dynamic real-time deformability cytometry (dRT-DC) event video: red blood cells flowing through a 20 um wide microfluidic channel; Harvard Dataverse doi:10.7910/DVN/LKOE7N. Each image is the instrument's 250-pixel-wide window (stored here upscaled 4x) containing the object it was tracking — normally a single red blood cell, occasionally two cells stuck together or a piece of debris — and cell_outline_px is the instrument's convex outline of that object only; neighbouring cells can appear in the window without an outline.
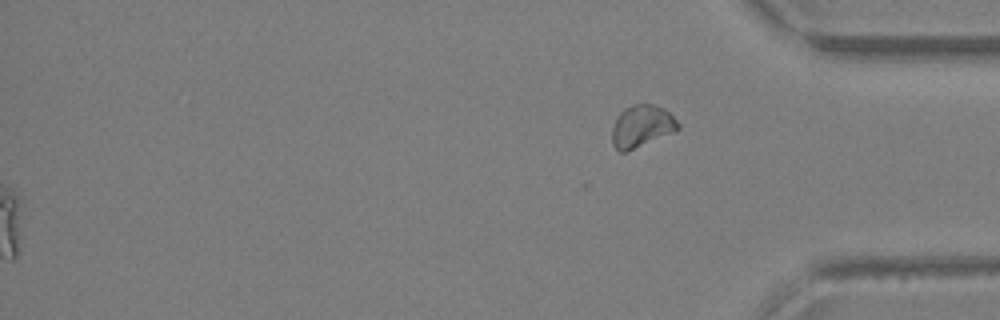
{"species": "Egyptian fruit bat (a non-hibernating species)", "species_latin": "Rousettus aegyptiacus", "temperature_condition": "warm", "stored_images_in_passage": 37, "segment_of_instrument_passage": [2, 2], "camera_frame_rate_fps": 3000, "um_per_image_px": 0.085, "animal": {"sex": "female"}, "frame": {"image": 1, "passage_image": 37, "time_ms": 12.0, "image_size_px": [1000, 320], "cell_outline_px": [[680, 128], [676, 132], [624, 152], [620, 152], [612, 144], [612, 128], [620, 112], [624, 108], [632, 104], [652, 104], [664, 108], [680, 124]], "centroid_in_image_um": [54.56, 10.72], "position_along_channel_um": 380.6, "area_um2": 16.18}}